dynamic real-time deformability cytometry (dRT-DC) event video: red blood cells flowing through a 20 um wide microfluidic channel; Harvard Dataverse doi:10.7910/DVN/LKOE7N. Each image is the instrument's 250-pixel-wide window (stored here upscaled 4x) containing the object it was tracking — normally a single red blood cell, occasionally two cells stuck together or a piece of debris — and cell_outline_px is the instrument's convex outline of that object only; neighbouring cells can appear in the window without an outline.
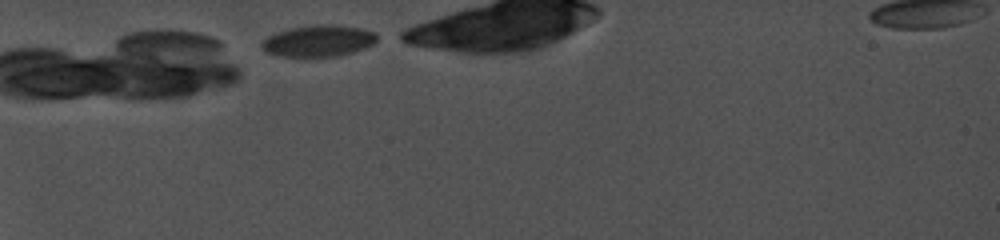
{"species": "common noctule bat (a hibernating species)", "species_latin": "Nyctalus noctula", "temperature_condition": "cold", "stored_images_in_passage": 66, "camera_frame_rate_fps": 5000, "um_per_image_px": 0.085, "animal": {"sex": "female", "body_mass_g": 19.0, "forearm_length_mm": 56.7}, "frame": {"image": 1, "passage_image": 1, "time_ms": 0.0, "image_size_px": [1000, 240], "cell_outline_px": [[376, 40], [372, 44], [364, 48], [352, 52], [336, 56], [276, 56], [264, 52], [260, 48], [260, 44], [268, 36], [276, 32], [292, 28], [316, 24], [336, 24], [360, 28], [376, 32]], "centroid_in_image_um": [27.03, 3.47], "position_along_channel_um": 58.0, "area_um2": 21.15}}
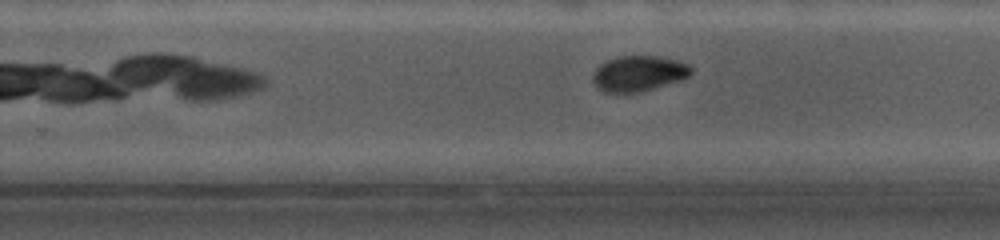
{"frame": {"image": 2, "passage_image": 47, "time_ms": 6.8, "image_size_px": [1000, 240], "cell_outline_px": [[692, 72], [684, 80], [644, 92], [604, 92], [592, 84], [592, 72], [600, 64], [616, 56], [656, 56], [676, 60], [688, 64], [692, 68]], "centroid_in_image_um": [54.28, 6.26], "position_along_channel_um": 275.5, "area_um2": 20.75}}
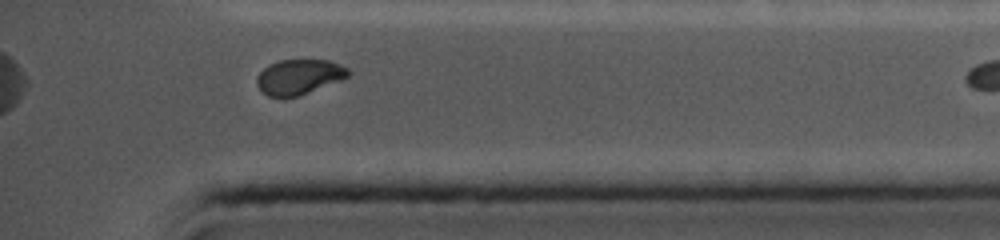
{"frame": {"image": 3, "passage_image": 65, "time_ms": 10.2, "image_size_px": [1000, 240], "cell_outline_px": [[348, 76], [340, 80], [300, 96], [268, 96], [256, 84], [256, 76], [268, 64], [280, 60], [328, 60], [348, 68]], "centroid_in_image_um": [25.39, 6.52], "position_along_channel_um": 409.8, "area_um2": 18.44}}